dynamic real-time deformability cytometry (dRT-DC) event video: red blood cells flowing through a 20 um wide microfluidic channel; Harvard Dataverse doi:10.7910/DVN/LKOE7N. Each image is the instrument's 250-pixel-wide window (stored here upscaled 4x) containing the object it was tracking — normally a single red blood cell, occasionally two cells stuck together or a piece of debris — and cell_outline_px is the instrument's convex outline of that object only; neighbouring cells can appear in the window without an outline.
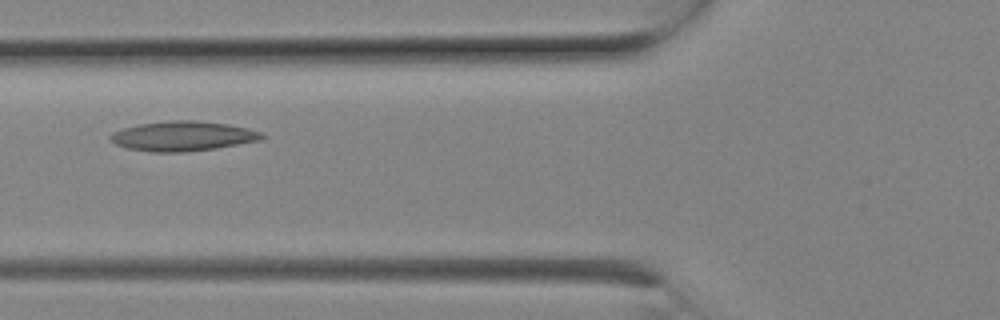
{"species": "Egyptian fruit bat (a non-hibernating species)", "species_latin": "Rousettus aegyptiacus", "temperature_condition": "room temperature", "stored_images_in_passage": 6, "camera_frame_rate_fps": 3000, "um_per_image_px": 0.085, "animal": {"sex": "female"}, "frame": {"image": 1, "passage_image": 4, "time_ms": 1.0, "image_size_px": [1000, 320], "cell_outline_px": [[268, 136], [260, 140], [216, 148], [184, 152], [152, 152], [128, 148], [116, 144], [108, 136], [112, 132], [124, 128], [140, 124], [172, 120], [196, 120], [228, 124], [248, 128], [260, 132]], "centroid_in_image_um": [15.56, 11.56], "position_along_channel_um": 110.2, "area_um2": 26.18}}
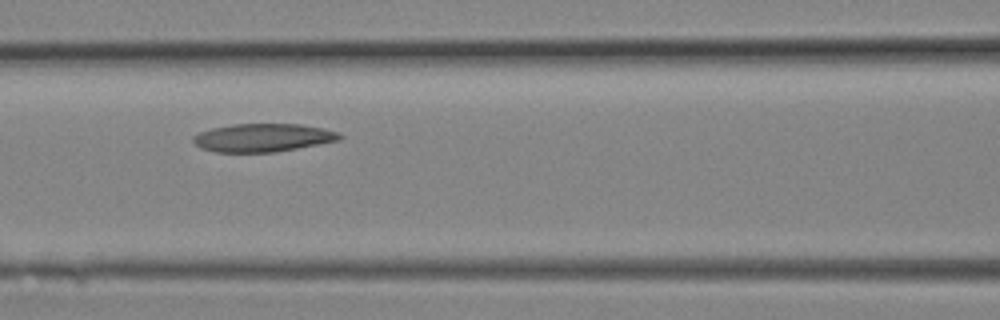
{"frame": {"image": 2, "passage_image": 5, "time_ms": 1.333, "image_size_px": [1000, 320], "cell_outline_px": [[344, 136], [340, 140], [276, 152], [216, 152], [200, 148], [192, 140], [192, 136], [200, 132], [212, 128], [236, 124], [300, 124], [324, 128], [336, 132]], "centroid_in_image_um": [22.35, 11.7], "position_along_channel_um": 144.3, "area_um2": 23.99}}
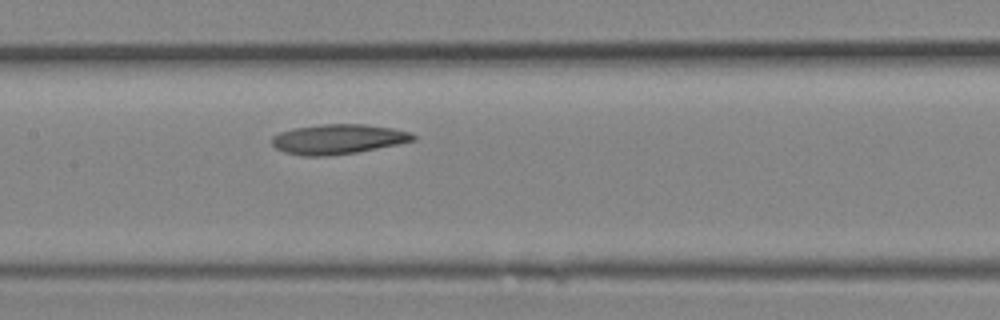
{"frame": {"image": 3, "passage_image": 6, "time_ms": 1.667, "image_size_px": [1000, 320], "cell_outline_px": [[416, 140], [356, 152], [328, 156], [300, 156], [284, 152], [276, 148], [272, 144], [272, 136], [280, 132], [292, 128], [324, 124], [364, 124], [392, 128], [412, 132], [416, 136]], "centroid_in_image_um": [28.71, 11.82], "position_along_channel_um": 178.7, "area_um2": 24.57}}